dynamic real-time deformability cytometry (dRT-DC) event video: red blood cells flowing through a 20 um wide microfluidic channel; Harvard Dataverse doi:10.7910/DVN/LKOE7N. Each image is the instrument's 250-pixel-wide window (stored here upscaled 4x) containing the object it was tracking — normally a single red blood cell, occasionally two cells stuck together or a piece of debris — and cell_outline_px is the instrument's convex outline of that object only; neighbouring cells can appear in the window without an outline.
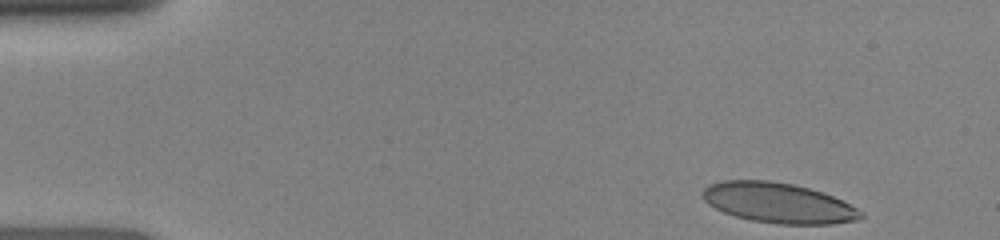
{"species": "human", "species_latin": "Homo sapiens", "temperature_condition": "room temperature", "stored_images_in_passage": 36, "camera_frame_rate_fps": 3000, "um_per_image_px": 0.085, "donor": {"sex": "female"}, "frame": {"image": 1, "passage_image": 1, "time_ms": 0.0, "image_size_px": [1000, 240], "cell_outline_px": [[864, 216], [860, 220], [832, 224], [776, 224], [752, 220], [736, 216], [724, 212], [708, 204], [700, 196], [704, 188], [708, 184], [724, 180], [768, 180], [792, 184], [808, 188], [832, 196], [864, 212]], "centroid_in_image_um": [66.14, 17.25], "position_along_channel_um": 18.9, "area_um2": 36.99}}
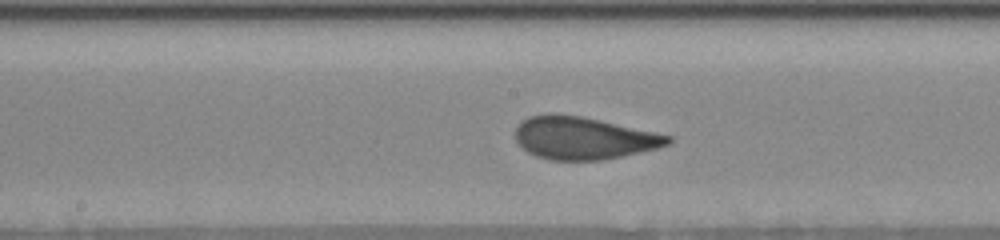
{"frame": {"image": 2, "passage_image": 21, "time_ms": 6.667, "image_size_px": [1000, 240], "cell_outline_px": [[672, 140], [668, 144], [656, 148], [620, 156], [600, 160], [552, 160], [536, 156], [528, 152], [516, 140], [516, 128], [520, 120], [528, 116], [548, 112], [556, 112], [580, 116], [672, 136]], "centroid_in_image_um": [49.52, 11.71], "position_along_channel_um": 198.7, "area_um2": 37.57}}
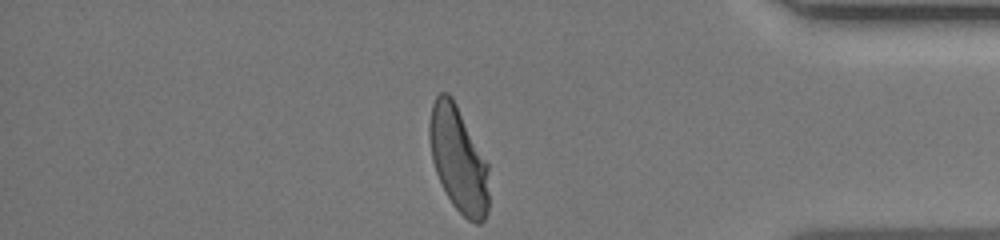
{"frame": {"image": 3, "passage_image": 36, "time_ms": 12.0, "image_size_px": [1000, 240], "cell_outline_px": [[488, 212], [484, 220], [480, 224], [476, 224], [468, 220], [452, 204], [436, 172], [432, 160], [428, 132], [428, 124], [432, 104], [436, 96], [440, 92], [448, 92], [452, 96], [488, 164]], "centroid_in_image_um": [38.96, 13.54], "position_along_channel_um": 396.2, "area_um2": 36.47}}